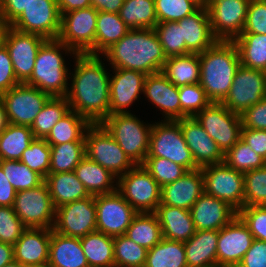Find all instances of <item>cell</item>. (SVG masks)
I'll return each instance as SVG.
<instances>
[{
	"label": "cell",
	"mask_w": 266,
	"mask_h": 267,
	"mask_svg": "<svg viewBox=\"0 0 266 267\" xmlns=\"http://www.w3.org/2000/svg\"><path fill=\"white\" fill-rule=\"evenodd\" d=\"M199 168L224 162V153L195 117L176 120Z\"/></svg>",
	"instance_id": "21"
},
{
	"label": "cell",
	"mask_w": 266,
	"mask_h": 267,
	"mask_svg": "<svg viewBox=\"0 0 266 267\" xmlns=\"http://www.w3.org/2000/svg\"><path fill=\"white\" fill-rule=\"evenodd\" d=\"M161 121L153 123L146 157L166 158L184 166L188 171L198 169L184 140L180 124L174 120Z\"/></svg>",
	"instance_id": "6"
},
{
	"label": "cell",
	"mask_w": 266,
	"mask_h": 267,
	"mask_svg": "<svg viewBox=\"0 0 266 267\" xmlns=\"http://www.w3.org/2000/svg\"><path fill=\"white\" fill-rule=\"evenodd\" d=\"M224 163L242 173L266 166V160L251 149L242 138L224 154Z\"/></svg>",
	"instance_id": "44"
},
{
	"label": "cell",
	"mask_w": 266,
	"mask_h": 267,
	"mask_svg": "<svg viewBox=\"0 0 266 267\" xmlns=\"http://www.w3.org/2000/svg\"><path fill=\"white\" fill-rule=\"evenodd\" d=\"M6 108L4 102L0 99V133L8 126Z\"/></svg>",
	"instance_id": "65"
},
{
	"label": "cell",
	"mask_w": 266,
	"mask_h": 267,
	"mask_svg": "<svg viewBox=\"0 0 266 267\" xmlns=\"http://www.w3.org/2000/svg\"><path fill=\"white\" fill-rule=\"evenodd\" d=\"M100 124L135 165L144 163L153 124H146L132 113L109 115Z\"/></svg>",
	"instance_id": "5"
},
{
	"label": "cell",
	"mask_w": 266,
	"mask_h": 267,
	"mask_svg": "<svg viewBox=\"0 0 266 267\" xmlns=\"http://www.w3.org/2000/svg\"><path fill=\"white\" fill-rule=\"evenodd\" d=\"M194 3L198 8H207L208 0H189Z\"/></svg>",
	"instance_id": "67"
},
{
	"label": "cell",
	"mask_w": 266,
	"mask_h": 267,
	"mask_svg": "<svg viewBox=\"0 0 266 267\" xmlns=\"http://www.w3.org/2000/svg\"><path fill=\"white\" fill-rule=\"evenodd\" d=\"M21 267H48V266L47 265H32V264L23 265L21 264Z\"/></svg>",
	"instance_id": "70"
},
{
	"label": "cell",
	"mask_w": 266,
	"mask_h": 267,
	"mask_svg": "<svg viewBox=\"0 0 266 267\" xmlns=\"http://www.w3.org/2000/svg\"><path fill=\"white\" fill-rule=\"evenodd\" d=\"M0 20H3V0H0Z\"/></svg>",
	"instance_id": "69"
},
{
	"label": "cell",
	"mask_w": 266,
	"mask_h": 267,
	"mask_svg": "<svg viewBox=\"0 0 266 267\" xmlns=\"http://www.w3.org/2000/svg\"><path fill=\"white\" fill-rule=\"evenodd\" d=\"M154 213L160 223L163 238L186 242L196 232L190 210L159 204Z\"/></svg>",
	"instance_id": "28"
},
{
	"label": "cell",
	"mask_w": 266,
	"mask_h": 267,
	"mask_svg": "<svg viewBox=\"0 0 266 267\" xmlns=\"http://www.w3.org/2000/svg\"><path fill=\"white\" fill-rule=\"evenodd\" d=\"M95 205L96 230L111 237L125 234L138 213L117 190L95 195Z\"/></svg>",
	"instance_id": "14"
},
{
	"label": "cell",
	"mask_w": 266,
	"mask_h": 267,
	"mask_svg": "<svg viewBox=\"0 0 266 267\" xmlns=\"http://www.w3.org/2000/svg\"><path fill=\"white\" fill-rule=\"evenodd\" d=\"M115 267H144L148 250L123 234L114 237Z\"/></svg>",
	"instance_id": "45"
},
{
	"label": "cell",
	"mask_w": 266,
	"mask_h": 267,
	"mask_svg": "<svg viewBox=\"0 0 266 267\" xmlns=\"http://www.w3.org/2000/svg\"><path fill=\"white\" fill-rule=\"evenodd\" d=\"M49 173L73 172L85 157V141L52 145Z\"/></svg>",
	"instance_id": "43"
},
{
	"label": "cell",
	"mask_w": 266,
	"mask_h": 267,
	"mask_svg": "<svg viewBox=\"0 0 266 267\" xmlns=\"http://www.w3.org/2000/svg\"><path fill=\"white\" fill-rule=\"evenodd\" d=\"M51 96L36 87L20 83L2 93L9 123L31 126Z\"/></svg>",
	"instance_id": "15"
},
{
	"label": "cell",
	"mask_w": 266,
	"mask_h": 267,
	"mask_svg": "<svg viewBox=\"0 0 266 267\" xmlns=\"http://www.w3.org/2000/svg\"><path fill=\"white\" fill-rule=\"evenodd\" d=\"M92 123L75 111L70 110L52 128L46 142L58 145L70 141H85V134Z\"/></svg>",
	"instance_id": "35"
},
{
	"label": "cell",
	"mask_w": 266,
	"mask_h": 267,
	"mask_svg": "<svg viewBox=\"0 0 266 267\" xmlns=\"http://www.w3.org/2000/svg\"><path fill=\"white\" fill-rule=\"evenodd\" d=\"M254 239L266 241V205L247 206L237 212Z\"/></svg>",
	"instance_id": "54"
},
{
	"label": "cell",
	"mask_w": 266,
	"mask_h": 267,
	"mask_svg": "<svg viewBox=\"0 0 266 267\" xmlns=\"http://www.w3.org/2000/svg\"><path fill=\"white\" fill-rule=\"evenodd\" d=\"M85 156L109 170L117 178L135 164L100 124H92L85 134Z\"/></svg>",
	"instance_id": "7"
},
{
	"label": "cell",
	"mask_w": 266,
	"mask_h": 267,
	"mask_svg": "<svg viewBox=\"0 0 266 267\" xmlns=\"http://www.w3.org/2000/svg\"><path fill=\"white\" fill-rule=\"evenodd\" d=\"M51 229L27 228L13 245L14 260L23 265H47Z\"/></svg>",
	"instance_id": "26"
},
{
	"label": "cell",
	"mask_w": 266,
	"mask_h": 267,
	"mask_svg": "<svg viewBox=\"0 0 266 267\" xmlns=\"http://www.w3.org/2000/svg\"><path fill=\"white\" fill-rule=\"evenodd\" d=\"M20 84L14 74V68L8 49L4 44L0 46V95Z\"/></svg>",
	"instance_id": "57"
},
{
	"label": "cell",
	"mask_w": 266,
	"mask_h": 267,
	"mask_svg": "<svg viewBox=\"0 0 266 267\" xmlns=\"http://www.w3.org/2000/svg\"><path fill=\"white\" fill-rule=\"evenodd\" d=\"M197 9L198 7L189 0H155L157 23L177 22Z\"/></svg>",
	"instance_id": "52"
},
{
	"label": "cell",
	"mask_w": 266,
	"mask_h": 267,
	"mask_svg": "<svg viewBox=\"0 0 266 267\" xmlns=\"http://www.w3.org/2000/svg\"><path fill=\"white\" fill-rule=\"evenodd\" d=\"M237 267H266V241L254 239Z\"/></svg>",
	"instance_id": "58"
},
{
	"label": "cell",
	"mask_w": 266,
	"mask_h": 267,
	"mask_svg": "<svg viewBox=\"0 0 266 267\" xmlns=\"http://www.w3.org/2000/svg\"><path fill=\"white\" fill-rule=\"evenodd\" d=\"M250 0H209L207 10L218 41H234L243 31Z\"/></svg>",
	"instance_id": "17"
},
{
	"label": "cell",
	"mask_w": 266,
	"mask_h": 267,
	"mask_svg": "<svg viewBox=\"0 0 266 267\" xmlns=\"http://www.w3.org/2000/svg\"><path fill=\"white\" fill-rule=\"evenodd\" d=\"M73 172L84 184L90 195L108 194L117 190V177L86 156L74 168Z\"/></svg>",
	"instance_id": "32"
},
{
	"label": "cell",
	"mask_w": 266,
	"mask_h": 267,
	"mask_svg": "<svg viewBox=\"0 0 266 267\" xmlns=\"http://www.w3.org/2000/svg\"><path fill=\"white\" fill-rule=\"evenodd\" d=\"M200 82L211 102L221 103L228 95L233 78L241 65L237 46L233 41H217L199 53Z\"/></svg>",
	"instance_id": "3"
},
{
	"label": "cell",
	"mask_w": 266,
	"mask_h": 267,
	"mask_svg": "<svg viewBox=\"0 0 266 267\" xmlns=\"http://www.w3.org/2000/svg\"><path fill=\"white\" fill-rule=\"evenodd\" d=\"M34 138L30 126L9 123L0 133V160H20Z\"/></svg>",
	"instance_id": "40"
},
{
	"label": "cell",
	"mask_w": 266,
	"mask_h": 267,
	"mask_svg": "<svg viewBox=\"0 0 266 267\" xmlns=\"http://www.w3.org/2000/svg\"><path fill=\"white\" fill-rule=\"evenodd\" d=\"M48 267H89L80 238L61 235L51 229Z\"/></svg>",
	"instance_id": "29"
},
{
	"label": "cell",
	"mask_w": 266,
	"mask_h": 267,
	"mask_svg": "<svg viewBox=\"0 0 266 267\" xmlns=\"http://www.w3.org/2000/svg\"><path fill=\"white\" fill-rule=\"evenodd\" d=\"M178 94L181 103V119L195 117L211 103L199 83L178 87Z\"/></svg>",
	"instance_id": "51"
},
{
	"label": "cell",
	"mask_w": 266,
	"mask_h": 267,
	"mask_svg": "<svg viewBox=\"0 0 266 267\" xmlns=\"http://www.w3.org/2000/svg\"><path fill=\"white\" fill-rule=\"evenodd\" d=\"M195 118L224 154L241 138L240 115L230 111L222 103L211 102Z\"/></svg>",
	"instance_id": "11"
},
{
	"label": "cell",
	"mask_w": 266,
	"mask_h": 267,
	"mask_svg": "<svg viewBox=\"0 0 266 267\" xmlns=\"http://www.w3.org/2000/svg\"><path fill=\"white\" fill-rule=\"evenodd\" d=\"M254 240L242 219L236 215L219 230L217 267H237Z\"/></svg>",
	"instance_id": "20"
},
{
	"label": "cell",
	"mask_w": 266,
	"mask_h": 267,
	"mask_svg": "<svg viewBox=\"0 0 266 267\" xmlns=\"http://www.w3.org/2000/svg\"><path fill=\"white\" fill-rule=\"evenodd\" d=\"M219 230H196L184 242L188 267H217V241Z\"/></svg>",
	"instance_id": "30"
},
{
	"label": "cell",
	"mask_w": 266,
	"mask_h": 267,
	"mask_svg": "<svg viewBox=\"0 0 266 267\" xmlns=\"http://www.w3.org/2000/svg\"><path fill=\"white\" fill-rule=\"evenodd\" d=\"M204 192L227 202L237 212L244 207V175L224 162L201 168Z\"/></svg>",
	"instance_id": "12"
},
{
	"label": "cell",
	"mask_w": 266,
	"mask_h": 267,
	"mask_svg": "<svg viewBox=\"0 0 266 267\" xmlns=\"http://www.w3.org/2000/svg\"><path fill=\"white\" fill-rule=\"evenodd\" d=\"M177 23L182 27V42L186 43V54L202 53L218 41L213 35L207 8H198Z\"/></svg>",
	"instance_id": "27"
},
{
	"label": "cell",
	"mask_w": 266,
	"mask_h": 267,
	"mask_svg": "<svg viewBox=\"0 0 266 267\" xmlns=\"http://www.w3.org/2000/svg\"><path fill=\"white\" fill-rule=\"evenodd\" d=\"M60 26L61 13L57 0H32L10 25L18 31L38 34L46 39H57Z\"/></svg>",
	"instance_id": "16"
},
{
	"label": "cell",
	"mask_w": 266,
	"mask_h": 267,
	"mask_svg": "<svg viewBox=\"0 0 266 267\" xmlns=\"http://www.w3.org/2000/svg\"><path fill=\"white\" fill-rule=\"evenodd\" d=\"M144 267H188L184 242L162 238L148 250Z\"/></svg>",
	"instance_id": "39"
},
{
	"label": "cell",
	"mask_w": 266,
	"mask_h": 267,
	"mask_svg": "<svg viewBox=\"0 0 266 267\" xmlns=\"http://www.w3.org/2000/svg\"><path fill=\"white\" fill-rule=\"evenodd\" d=\"M117 191L138 213L155 212L160 204L161 186L143 165H135L119 176Z\"/></svg>",
	"instance_id": "9"
},
{
	"label": "cell",
	"mask_w": 266,
	"mask_h": 267,
	"mask_svg": "<svg viewBox=\"0 0 266 267\" xmlns=\"http://www.w3.org/2000/svg\"><path fill=\"white\" fill-rule=\"evenodd\" d=\"M32 0H3V21L10 26Z\"/></svg>",
	"instance_id": "60"
},
{
	"label": "cell",
	"mask_w": 266,
	"mask_h": 267,
	"mask_svg": "<svg viewBox=\"0 0 266 267\" xmlns=\"http://www.w3.org/2000/svg\"><path fill=\"white\" fill-rule=\"evenodd\" d=\"M44 181L55 209L91 196L74 172L49 173Z\"/></svg>",
	"instance_id": "31"
},
{
	"label": "cell",
	"mask_w": 266,
	"mask_h": 267,
	"mask_svg": "<svg viewBox=\"0 0 266 267\" xmlns=\"http://www.w3.org/2000/svg\"><path fill=\"white\" fill-rule=\"evenodd\" d=\"M70 111L66 97H50L30 126L35 138L45 139L51 128Z\"/></svg>",
	"instance_id": "42"
},
{
	"label": "cell",
	"mask_w": 266,
	"mask_h": 267,
	"mask_svg": "<svg viewBox=\"0 0 266 267\" xmlns=\"http://www.w3.org/2000/svg\"><path fill=\"white\" fill-rule=\"evenodd\" d=\"M124 0H91V6L97 11L119 13Z\"/></svg>",
	"instance_id": "62"
},
{
	"label": "cell",
	"mask_w": 266,
	"mask_h": 267,
	"mask_svg": "<svg viewBox=\"0 0 266 267\" xmlns=\"http://www.w3.org/2000/svg\"><path fill=\"white\" fill-rule=\"evenodd\" d=\"M161 72L176 87L200 82V60L198 53L168 57Z\"/></svg>",
	"instance_id": "33"
},
{
	"label": "cell",
	"mask_w": 266,
	"mask_h": 267,
	"mask_svg": "<svg viewBox=\"0 0 266 267\" xmlns=\"http://www.w3.org/2000/svg\"><path fill=\"white\" fill-rule=\"evenodd\" d=\"M16 193L0 166V206H13Z\"/></svg>",
	"instance_id": "61"
},
{
	"label": "cell",
	"mask_w": 266,
	"mask_h": 267,
	"mask_svg": "<svg viewBox=\"0 0 266 267\" xmlns=\"http://www.w3.org/2000/svg\"><path fill=\"white\" fill-rule=\"evenodd\" d=\"M143 94L150 100L149 102L163 111L164 120L181 119L178 87L172 84L162 72L146 75Z\"/></svg>",
	"instance_id": "23"
},
{
	"label": "cell",
	"mask_w": 266,
	"mask_h": 267,
	"mask_svg": "<svg viewBox=\"0 0 266 267\" xmlns=\"http://www.w3.org/2000/svg\"><path fill=\"white\" fill-rule=\"evenodd\" d=\"M241 138L249 144L251 149L266 160V130L242 127Z\"/></svg>",
	"instance_id": "59"
},
{
	"label": "cell",
	"mask_w": 266,
	"mask_h": 267,
	"mask_svg": "<svg viewBox=\"0 0 266 267\" xmlns=\"http://www.w3.org/2000/svg\"><path fill=\"white\" fill-rule=\"evenodd\" d=\"M103 55L113 69H129L145 75L161 72L167 59L154 29H130Z\"/></svg>",
	"instance_id": "2"
},
{
	"label": "cell",
	"mask_w": 266,
	"mask_h": 267,
	"mask_svg": "<svg viewBox=\"0 0 266 267\" xmlns=\"http://www.w3.org/2000/svg\"><path fill=\"white\" fill-rule=\"evenodd\" d=\"M26 229L12 206H0V242L13 246Z\"/></svg>",
	"instance_id": "53"
},
{
	"label": "cell",
	"mask_w": 266,
	"mask_h": 267,
	"mask_svg": "<svg viewBox=\"0 0 266 267\" xmlns=\"http://www.w3.org/2000/svg\"><path fill=\"white\" fill-rule=\"evenodd\" d=\"M64 51L65 54L73 56L76 54L58 39H47L38 50L32 75L25 84L36 87L52 97H66L70 85V71L62 56Z\"/></svg>",
	"instance_id": "4"
},
{
	"label": "cell",
	"mask_w": 266,
	"mask_h": 267,
	"mask_svg": "<svg viewBox=\"0 0 266 267\" xmlns=\"http://www.w3.org/2000/svg\"><path fill=\"white\" fill-rule=\"evenodd\" d=\"M7 28L8 25L3 20H0V46L3 44L4 35Z\"/></svg>",
	"instance_id": "66"
},
{
	"label": "cell",
	"mask_w": 266,
	"mask_h": 267,
	"mask_svg": "<svg viewBox=\"0 0 266 267\" xmlns=\"http://www.w3.org/2000/svg\"><path fill=\"white\" fill-rule=\"evenodd\" d=\"M74 58L72 83L66 95L70 110L92 124L101 123L109 116L111 74L105 69L102 55L75 54Z\"/></svg>",
	"instance_id": "1"
},
{
	"label": "cell",
	"mask_w": 266,
	"mask_h": 267,
	"mask_svg": "<svg viewBox=\"0 0 266 267\" xmlns=\"http://www.w3.org/2000/svg\"><path fill=\"white\" fill-rule=\"evenodd\" d=\"M130 29L119 13L98 11L95 35V55L102 54L118 42Z\"/></svg>",
	"instance_id": "36"
},
{
	"label": "cell",
	"mask_w": 266,
	"mask_h": 267,
	"mask_svg": "<svg viewBox=\"0 0 266 267\" xmlns=\"http://www.w3.org/2000/svg\"><path fill=\"white\" fill-rule=\"evenodd\" d=\"M244 207L266 205V166L243 173Z\"/></svg>",
	"instance_id": "50"
},
{
	"label": "cell",
	"mask_w": 266,
	"mask_h": 267,
	"mask_svg": "<svg viewBox=\"0 0 266 267\" xmlns=\"http://www.w3.org/2000/svg\"><path fill=\"white\" fill-rule=\"evenodd\" d=\"M165 56L186 54V43L182 42V27L177 22H161L154 27Z\"/></svg>",
	"instance_id": "49"
},
{
	"label": "cell",
	"mask_w": 266,
	"mask_h": 267,
	"mask_svg": "<svg viewBox=\"0 0 266 267\" xmlns=\"http://www.w3.org/2000/svg\"><path fill=\"white\" fill-rule=\"evenodd\" d=\"M50 157L51 147L46 140L34 138L30 146L23 151L20 161L45 179L49 174Z\"/></svg>",
	"instance_id": "47"
},
{
	"label": "cell",
	"mask_w": 266,
	"mask_h": 267,
	"mask_svg": "<svg viewBox=\"0 0 266 267\" xmlns=\"http://www.w3.org/2000/svg\"><path fill=\"white\" fill-rule=\"evenodd\" d=\"M142 165L161 187L176 181L188 171L184 166L162 157H146Z\"/></svg>",
	"instance_id": "48"
},
{
	"label": "cell",
	"mask_w": 266,
	"mask_h": 267,
	"mask_svg": "<svg viewBox=\"0 0 266 267\" xmlns=\"http://www.w3.org/2000/svg\"><path fill=\"white\" fill-rule=\"evenodd\" d=\"M119 15L129 29H154L157 24L155 0H124Z\"/></svg>",
	"instance_id": "41"
},
{
	"label": "cell",
	"mask_w": 266,
	"mask_h": 267,
	"mask_svg": "<svg viewBox=\"0 0 266 267\" xmlns=\"http://www.w3.org/2000/svg\"><path fill=\"white\" fill-rule=\"evenodd\" d=\"M240 117L242 127L266 130V96L260 102L245 110Z\"/></svg>",
	"instance_id": "56"
},
{
	"label": "cell",
	"mask_w": 266,
	"mask_h": 267,
	"mask_svg": "<svg viewBox=\"0 0 266 267\" xmlns=\"http://www.w3.org/2000/svg\"><path fill=\"white\" fill-rule=\"evenodd\" d=\"M3 267H21V264L18 261L13 260L12 262L4 265Z\"/></svg>",
	"instance_id": "68"
},
{
	"label": "cell",
	"mask_w": 266,
	"mask_h": 267,
	"mask_svg": "<svg viewBox=\"0 0 266 267\" xmlns=\"http://www.w3.org/2000/svg\"><path fill=\"white\" fill-rule=\"evenodd\" d=\"M190 211L196 230H220L237 215V211L227 202L205 192Z\"/></svg>",
	"instance_id": "25"
},
{
	"label": "cell",
	"mask_w": 266,
	"mask_h": 267,
	"mask_svg": "<svg viewBox=\"0 0 266 267\" xmlns=\"http://www.w3.org/2000/svg\"><path fill=\"white\" fill-rule=\"evenodd\" d=\"M14 260L13 246L0 242V267Z\"/></svg>",
	"instance_id": "64"
},
{
	"label": "cell",
	"mask_w": 266,
	"mask_h": 267,
	"mask_svg": "<svg viewBox=\"0 0 266 267\" xmlns=\"http://www.w3.org/2000/svg\"><path fill=\"white\" fill-rule=\"evenodd\" d=\"M13 209L27 228H49L55 225L53 206L45 181L37 187L17 191Z\"/></svg>",
	"instance_id": "10"
},
{
	"label": "cell",
	"mask_w": 266,
	"mask_h": 267,
	"mask_svg": "<svg viewBox=\"0 0 266 267\" xmlns=\"http://www.w3.org/2000/svg\"><path fill=\"white\" fill-rule=\"evenodd\" d=\"M57 5L61 14L76 9H83L91 6V0H57Z\"/></svg>",
	"instance_id": "63"
},
{
	"label": "cell",
	"mask_w": 266,
	"mask_h": 267,
	"mask_svg": "<svg viewBox=\"0 0 266 267\" xmlns=\"http://www.w3.org/2000/svg\"><path fill=\"white\" fill-rule=\"evenodd\" d=\"M98 11L92 6L61 14L58 40L76 54L95 55Z\"/></svg>",
	"instance_id": "8"
},
{
	"label": "cell",
	"mask_w": 266,
	"mask_h": 267,
	"mask_svg": "<svg viewBox=\"0 0 266 267\" xmlns=\"http://www.w3.org/2000/svg\"><path fill=\"white\" fill-rule=\"evenodd\" d=\"M89 267H115L114 237L93 231L80 238Z\"/></svg>",
	"instance_id": "34"
},
{
	"label": "cell",
	"mask_w": 266,
	"mask_h": 267,
	"mask_svg": "<svg viewBox=\"0 0 266 267\" xmlns=\"http://www.w3.org/2000/svg\"><path fill=\"white\" fill-rule=\"evenodd\" d=\"M204 193V177L201 168L187 171L174 182L161 187L160 204L190 210Z\"/></svg>",
	"instance_id": "24"
},
{
	"label": "cell",
	"mask_w": 266,
	"mask_h": 267,
	"mask_svg": "<svg viewBox=\"0 0 266 267\" xmlns=\"http://www.w3.org/2000/svg\"><path fill=\"white\" fill-rule=\"evenodd\" d=\"M0 166L16 191L37 187L44 181L38 173L20 160H0Z\"/></svg>",
	"instance_id": "46"
},
{
	"label": "cell",
	"mask_w": 266,
	"mask_h": 267,
	"mask_svg": "<svg viewBox=\"0 0 266 267\" xmlns=\"http://www.w3.org/2000/svg\"><path fill=\"white\" fill-rule=\"evenodd\" d=\"M266 96V71L240 65L228 95L221 102L230 111L241 115Z\"/></svg>",
	"instance_id": "13"
},
{
	"label": "cell",
	"mask_w": 266,
	"mask_h": 267,
	"mask_svg": "<svg viewBox=\"0 0 266 267\" xmlns=\"http://www.w3.org/2000/svg\"><path fill=\"white\" fill-rule=\"evenodd\" d=\"M242 33L266 35V3L261 0L249 1Z\"/></svg>",
	"instance_id": "55"
},
{
	"label": "cell",
	"mask_w": 266,
	"mask_h": 267,
	"mask_svg": "<svg viewBox=\"0 0 266 267\" xmlns=\"http://www.w3.org/2000/svg\"><path fill=\"white\" fill-rule=\"evenodd\" d=\"M46 40L38 34L21 32L8 26L3 44L8 49L14 74L20 83L31 77L38 50Z\"/></svg>",
	"instance_id": "19"
},
{
	"label": "cell",
	"mask_w": 266,
	"mask_h": 267,
	"mask_svg": "<svg viewBox=\"0 0 266 267\" xmlns=\"http://www.w3.org/2000/svg\"><path fill=\"white\" fill-rule=\"evenodd\" d=\"M110 76L109 115L131 113L128 108L143 93L146 75L129 69H113Z\"/></svg>",
	"instance_id": "22"
},
{
	"label": "cell",
	"mask_w": 266,
	"mask_h": 267,
	"mask_svg": "<svg viewBox=\"0 0 266 267\" xmlns=\"http://www.w3.org/2000/svg\"><path fill=\"white\" fill-rule=\"evenodd\" d=\"M125 235L147 250L163 238L160 223L154 212L137 213Z\"/></svg>",
	"instance_id": "37"
},
{
	"label": "cell",
	"mask_w": 266,
	"mask_h": 267,
	"mask_svg": "<svg viewBox=\"0 0 266 267\" xmlns=\"http://www.w3.org/2000/svg\"><path fill=\"white\" fill-rule=\"evenodd\" d=\"M241 65L266 71V35L241 33L234 41Z\"/></svg>",
	"instance_id": "38"
},
{
	"label": "cell",
	"mask_w": 266,
	"mask_h": 267,
	"mask_svg": "<svg viewBox=\"0 0 266 267\" xmlns=\"http://www.w3.org/2000/svg\"><path fill=\"white\" fill-rule=\"evenodd\" d=\"M53 230L64 236L78 238L96 231L95 196L91 195L56 208Z\"/></svg>",
	"instance_id": "18"
}]
</instances>
